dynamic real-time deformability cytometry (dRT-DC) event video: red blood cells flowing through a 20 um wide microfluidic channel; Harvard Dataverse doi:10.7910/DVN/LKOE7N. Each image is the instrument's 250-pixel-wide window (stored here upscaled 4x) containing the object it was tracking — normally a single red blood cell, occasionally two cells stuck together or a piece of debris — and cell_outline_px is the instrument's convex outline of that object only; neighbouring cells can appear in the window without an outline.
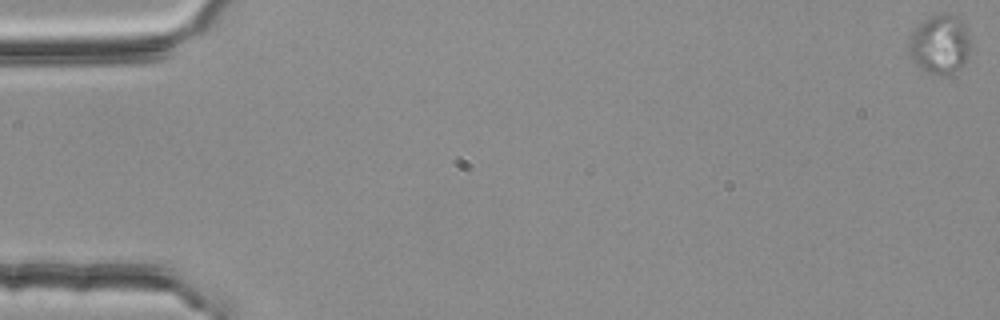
{"species": "common noctule bat (a hibernating species)", "species_latin": "Nyctalus noctula", "temperature_condition": "room temperature", "stored_images_in_passage": 17, "segment_of_instrument_passage": [1, 2], "camera_frame_rate_fps": 3000, "um_per_image_px": 0.085, "animal": {"sex": "female", "body_mass_g": 25.1}, "frame": {"image": 1, "passage_image": 1, "time_ms": 0.0, "image_size_px": [1000, 320], "cell_outline_px": [[968, 56], [964, 64], [960, 68], [952, 72], [932, 72], [916, 64], [912, 60], [908, 52], [908, 36], [924, 20], [932, 16], [948, 12], [956, 16], [964, 24], [968, 36]], "centroid_in_image_um": [79.86, 3.71], "position_along_channel_um": 5.1, "area_um2": 20.63}}
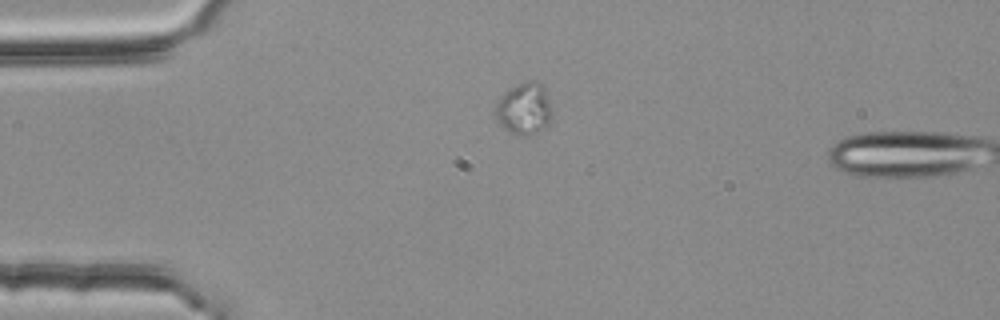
{"frame": {"image": 2, "passage_image": 15, "time_ms": 4.667, "image_size_px": [1000, 320], "cell_outline_px": [[552, 112], [548, 124], [536, 132], [508, 132], [500, 124], [496, 116], [496, 100], [504, 92], [528, 80], [540, 80], [544, 84]], "centroid_in_image_um": [44.56, 9.16], "position_along_channel_um": 40.4, "area_um2": 16.65}}